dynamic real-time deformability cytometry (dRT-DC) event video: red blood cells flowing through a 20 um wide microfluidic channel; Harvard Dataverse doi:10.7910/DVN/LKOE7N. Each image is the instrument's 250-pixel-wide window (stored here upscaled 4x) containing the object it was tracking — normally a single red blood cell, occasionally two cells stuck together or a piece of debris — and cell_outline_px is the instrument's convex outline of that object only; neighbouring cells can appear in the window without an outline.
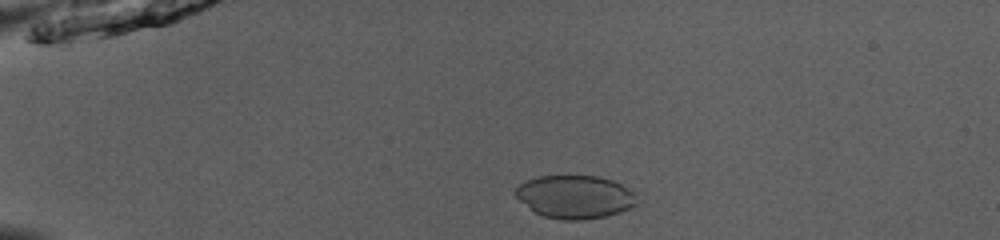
{"species": "common noctule bat (a hibernating species)", "species_latin": "Nyctalus noctula", "temperature_condition": "room temperature", "stored_images_in_passage": 52, "camera_frame_rate_fps": 3000, "um_per_image_px": 0.085, "animal": {"sex": "male", "body_mass_g": 13.0, "forearm_length_mm": 53.1}, "frame": {"image": 1, "passage_image": 13, "time_ms": 4.0, "image_size_px": [1000, 240], "cell_outline_px": [[636, 204], [620, 212], [604, 216], [584, 220], [560, 220], [544, 216], [536, 212], [520, 200], [512, 192], [520, 184], [536, 176], [596, 176], [612, 180], [636, 192]], "centroid_in_image_um": [48.87, 16.73], "position_along_channel_um": 36.1, "area_um2": 30.35}}
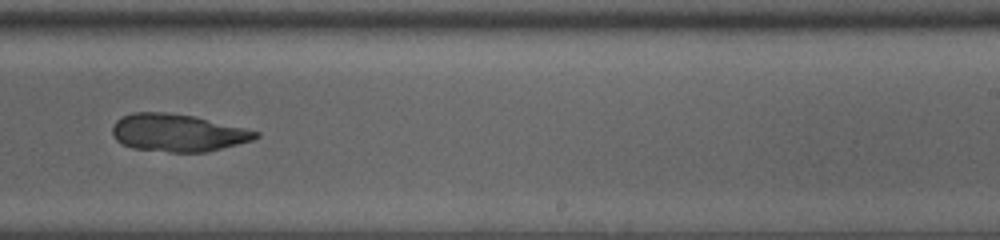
{"frame": {"image": 2, "passage_image": 35, "time_ms": 11.333, "image_size_px": [1000, 240], "cell_outline_px": [[260, 136], [252, 140], [208, 152], [168, 152], [132, 148], [120, 144], [112, 136], [112, 124], [120, 116], [132, 112], [168, 112], [196, 116], [260, 132]], "centroid_in_image_um": [15.06, 11.28], "position_along_channel_um": 273.9, "area_um2": 31.73}}
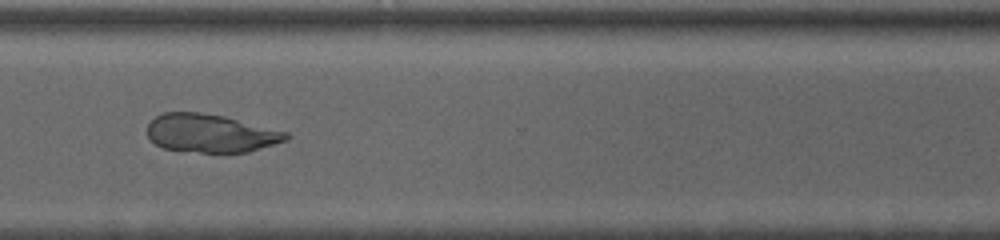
{"frame": {"image": 3, "passage_image": 41, "time_ms": 13.333, "image_size_px": [1000, 240], "cell_outline_px": [[292, 136], [288, 140], [248, 152], [224, 156], [164, 148], [156, 144], [148, 136], [148, 124], [156, 116], [164, 112], [200, 112], [224, 116], [288, 132]], "centroid_in_image_um": [17.96, 11.37], "position_along_channel_um": 352.6, "area_um2": 31.67}}